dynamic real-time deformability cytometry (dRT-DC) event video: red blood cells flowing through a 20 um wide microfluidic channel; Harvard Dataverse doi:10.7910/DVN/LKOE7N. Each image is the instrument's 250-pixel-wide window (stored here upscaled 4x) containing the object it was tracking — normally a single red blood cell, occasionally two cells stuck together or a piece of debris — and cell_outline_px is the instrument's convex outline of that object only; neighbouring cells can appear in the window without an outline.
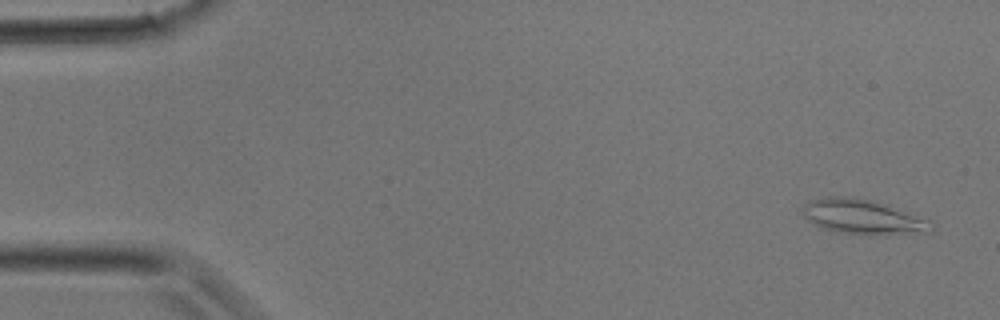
{"species": "common noctule bat (a hibernating species)", "species_latin": "Nyctalus noctula", "temperature_condition": "room temperature", "stored_images_in_passage": 3, "camera_frame_rate_fps": 3000, "um_per_image_px": 0.085, "animal": {"sex": "male", "body_mass_g": 17.9}, "frame": {"image": 1, "passage_image": 3, "time_ms": 0.667, "image_size_px": [1000, 320], "cell_outline_px": [[932, 232], [840, 232], [820, 228], [808, 220], [804, 216], [804, 204], [808, 200], [828, 196], [852, 196], [872, 200], [888, 204], [932, 220]], "centroid_in_image_um": [73.31, 18.36], "position_along_channel_um": 11.7, "area_um2": 25.37}}